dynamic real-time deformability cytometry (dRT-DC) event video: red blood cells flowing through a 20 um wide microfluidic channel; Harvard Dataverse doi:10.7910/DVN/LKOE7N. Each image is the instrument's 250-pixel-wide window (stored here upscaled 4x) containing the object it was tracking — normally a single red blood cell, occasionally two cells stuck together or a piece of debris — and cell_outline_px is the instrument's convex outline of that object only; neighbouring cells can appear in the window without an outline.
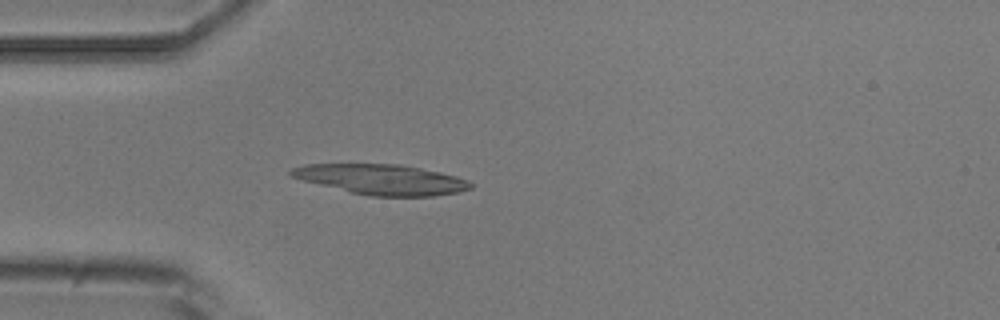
{"species": "common noctule bat (a hibernating species)", "species_latin": "Nyctalus noctula", "temperature_condition": "room temperature", "stored_images_in_passage": 4, "camera_frame_rate_fps": 3000, "um_per_image_px": 0.085, "animal": {"sex": "male", "body_mass_g": 20.5, "forearm_length_mm": 52.5}, "frame": {"image": 1, "passage_image": 4, "time_ms": 4.333, "image_size_px": [1000, 320], "cell_outline_px": [[472, 188], [456, 192], [432, 196], [368, 196], [288, 176], [288, 172], [292, 168], [304, 164], [400, 164], [440, 172], [456, 176], [468, 180], [472, 184]], "centroid_in_image_um": [32.42, 15.24], "position_along_channel_um": 52.6, "area_um2": 31.33}}